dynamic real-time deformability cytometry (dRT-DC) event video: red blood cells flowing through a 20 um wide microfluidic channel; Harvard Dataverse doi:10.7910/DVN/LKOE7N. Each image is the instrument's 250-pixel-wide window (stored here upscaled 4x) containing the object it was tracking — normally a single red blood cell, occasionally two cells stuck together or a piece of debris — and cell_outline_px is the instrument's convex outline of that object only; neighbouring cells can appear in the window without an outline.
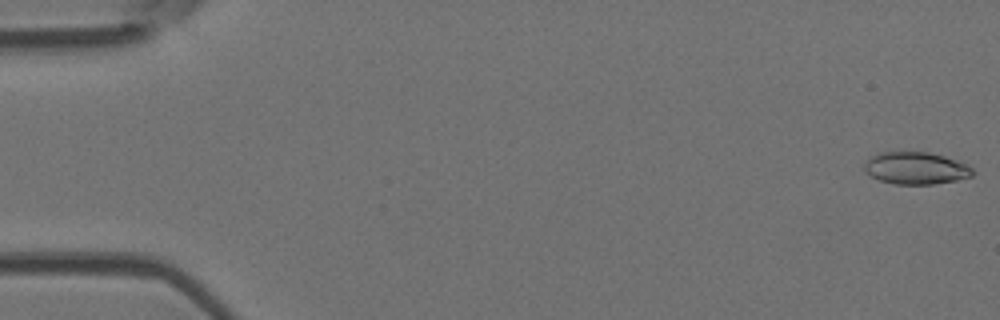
{"species": "Egyptian fruit bat (a non-hibernating species)", "species_latin": "Rousettus aegyptiacus", "temperature_condition": "room temperature", "stored_images_in_passage": 6, "camera_frame_rate_fps": 3000, "um_per_image_px": 0.085, "animal": {"sex": "female"}, "frame": {"image": 1, "passage_image": 1, "time_ms": 0.0, "image_size_px": [1000, 320], "cell_outline_px": [[976, 172], [972, 176], [956, 180], [932, 184], [896, 184], [880, 180], [864, 172], [864, 164], [872, 156], [880, 152], [928, 152], [944, 156], [968, 164]], "centroid_in_image_um": [77.87, 14.29], "position_along_channel_um": 7.1, "area_um2": 20.29}}
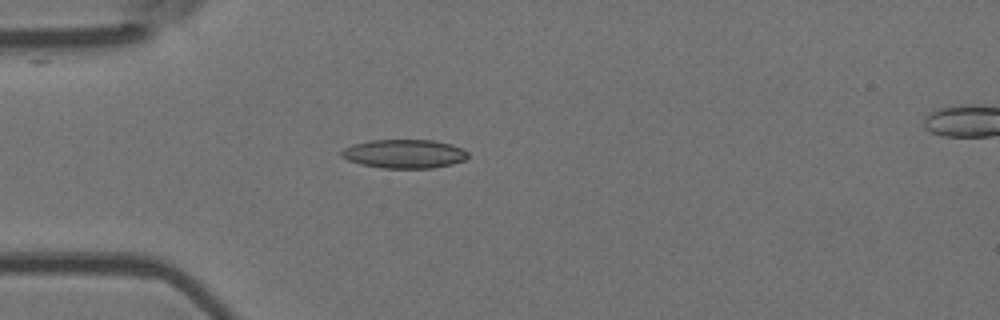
{"frame": {"image": 2, "passage_image": 5, "time_ms": 4.667, "image_size_px": [1000, 320], "cell_outline_px": [[468, 156], [464, 160], [452, 164], [432, 168], [384, 168], [360, 164], [348, 160], [340, 156], [340, 152], [344, 148], [352, 144], [368, 140], [432, 140], [452, 144], [468, 152]], "centroid_in_image_um": [34.33, 13.07], "position_along_channel_um": 50.7, "area_um2": 21.27}}